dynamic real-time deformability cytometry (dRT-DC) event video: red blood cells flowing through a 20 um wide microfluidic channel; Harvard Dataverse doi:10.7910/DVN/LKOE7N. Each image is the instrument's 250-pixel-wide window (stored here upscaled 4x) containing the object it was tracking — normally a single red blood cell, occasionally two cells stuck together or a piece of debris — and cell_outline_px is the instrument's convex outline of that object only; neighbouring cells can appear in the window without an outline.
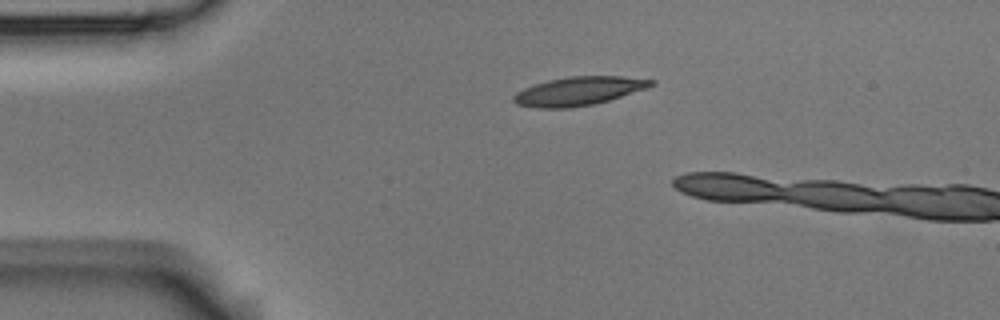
{"species": "Egyptian fruit bat (a non-hibernating species)", "species_latin": "Rousettus aegyptiacus", "temperature_condition": "room temperature", "stored_images_in_passage": 3, "camera_frame_rate_fps": 3000, "um_per_image_px": 0.085, "animal": {"sex": "male"}, "frame": {"image": 1, "passage_image": 3, "time_ms": 0.667, "image_size_px": [1000, 320], "cell_outline_px": [[656, 84], [648, 88], [608, 100], [592, 104], [568, 108], [540, 108], [516, 104], [512, 100], [512, 96], [516, 92], [524, 88], [548, 80], [568, 76], [620, 76], [656, 80]], "centroid_in_image_um": [49.19, 7.73], "position_along_channel_um": 35.8, "area_um2": 22.89}}